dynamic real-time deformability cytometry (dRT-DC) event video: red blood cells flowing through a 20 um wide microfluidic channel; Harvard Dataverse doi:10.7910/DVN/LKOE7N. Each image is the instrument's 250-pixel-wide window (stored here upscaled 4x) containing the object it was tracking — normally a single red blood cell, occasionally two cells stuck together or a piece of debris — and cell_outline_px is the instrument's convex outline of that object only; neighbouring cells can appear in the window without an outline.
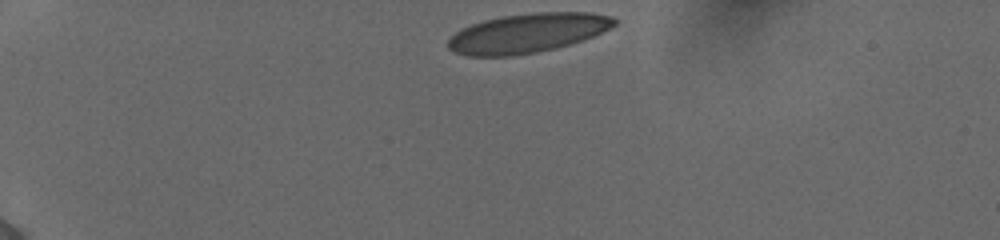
{"species": "human", "species_latin": "Homo sapiens", "temperature_condition": "cold", "stored_images_in_passage": 36, "camera_frame_rate_fps": 3000, "um_per_image_px": 0.085, "donor": {"sex": "female"}, "frame": {"image": 1, "passage_image": 1, "time_ms": 0.0, "image_size_px": [1000, 240], "cell_outline_px": [[616, 24], [584, 40], [556, 48], [536, 52], [512, 56], [468, 56], [452, 52], [448, 48], [448, 40], [460, 28], [484, 20], [500, 16], [536, 12], [588, 12], [612, 16], [616, 20]], "centroid_in_image_um": [44.8, 2.81], "position_along_channel_um": 40.2, "area_um2": 38.09}}
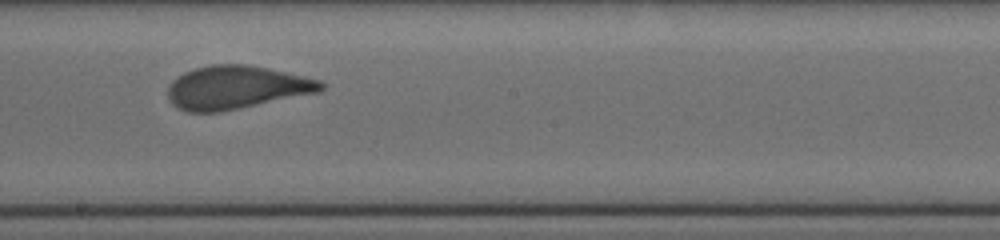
{"frame": {"image": 2, "passage_image": 21, "time_ms": 6.667, "image_size_px": [1000, 240], "cell_outline_px": [[324, 88], [320, 92], [220, 112], [188, 112], [172, 104], [168, 100], [168, 84], [176, 76], [184, 72], [196, 68], [212, 64], [244, 64], [268, 68], [304, 76], [320, 80], [324, 84]], "centroid_in_image_um": [20.07, 7.43], "position_along_channel_um": 228.1, "area_um2": 38.67}}
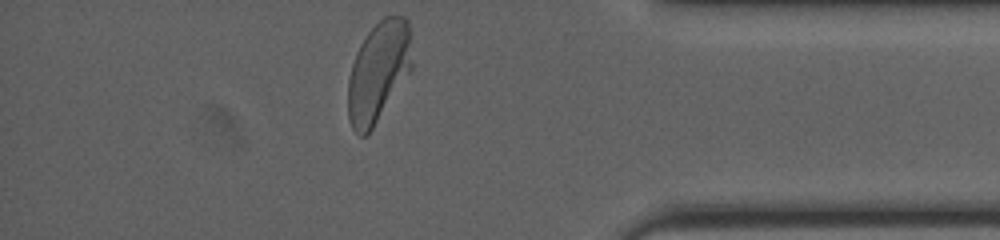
{"frame": {"image": 3, "passage_image": 36, "time_ms": 11.667, "image_size_px": [1000, 240], "cell_outline_px": [[412, 68], [372, 128], [364, 136], [360, 136], [352, 128], [348, 120], [348, 80], [352, 64], [356, 52], [360, 44], [368, 32], [384, 16], [404, 16], [408, 20], [412, 60]], "centroid_in_image_um": [32.15, 6.08], "position_along_channel_um": 403.1, "area_um2": 36.99}, "authors_computed_cell_mechanics": {"area_um2": 38.3792, "velocity_mm_per_s": 3.8732, "shape_relaxation_time_tau1_ms": 3.5531, "shape_relaxation_time_tau2_ms": null, "deformation_change_tau1": 0.1542, "deformation_change_tau2": null}}